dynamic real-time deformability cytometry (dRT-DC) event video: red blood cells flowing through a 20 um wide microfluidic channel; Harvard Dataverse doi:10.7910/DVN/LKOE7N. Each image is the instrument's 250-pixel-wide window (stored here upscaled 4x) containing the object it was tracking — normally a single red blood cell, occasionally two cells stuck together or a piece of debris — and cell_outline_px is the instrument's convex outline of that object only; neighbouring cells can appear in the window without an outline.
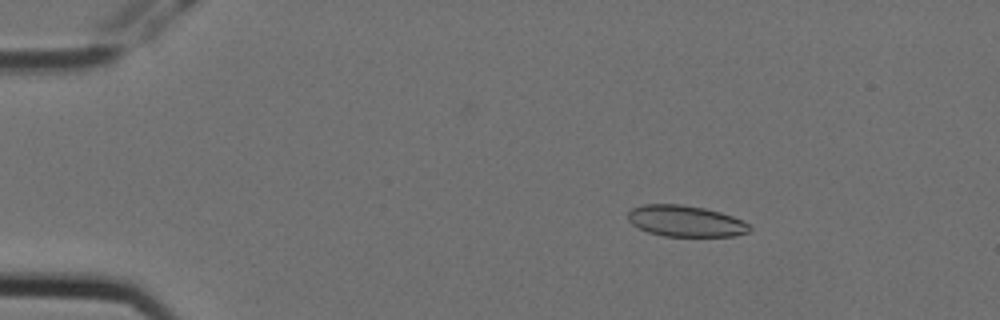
{"species": "Egyptian fruit bat (a non-hibernating species)", "species_latin": "Rousettus aegyptiacus", "temperature_condition": "cold", "stored_images_in_passage": 14, "camera_frame_rate_fps": 3000, "um_per_image_px": 0.085, "animal": {"sex": "female"}, "frame": {"image": 1, "passage_image": 2, "time_ms": 0.333, "image_size_px": [1000, 320], "cell_outline_px": [[752, 228], [748, 232], [736, 236], [664, 236], [648, 232], [632, 224], [628, 220], [628, 212], [632, 208], [644, 204], [680, 204], [704, 208], [720, 212], [732, 216], [748, 224]], "centroid_in_image_um": [58.26, 18.79], "position_along_channel_um": 26.7, "area_um2": 22.02}}
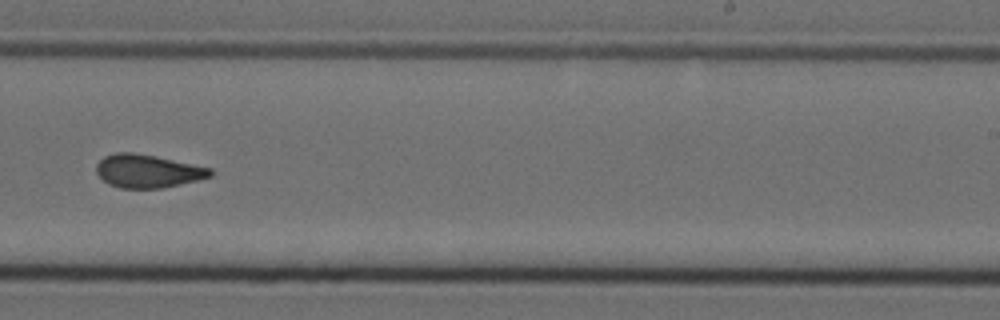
{"frame": {"image": 2, "passage_image": 9, "time_ms": 2.667, "image_size_px": [1000, 320], "cell_outline_px": [[212, 176], [164, 188], [120, 188], [108, 184], [96, 172], [96, 164], [104, 156], [116, 152], [132, 152], [156, 156], [212, 168]], "centroid_in_image_um": [12.54, 14.54], "position_along_channel_um": 276.5, "area_um2": 22.02}}
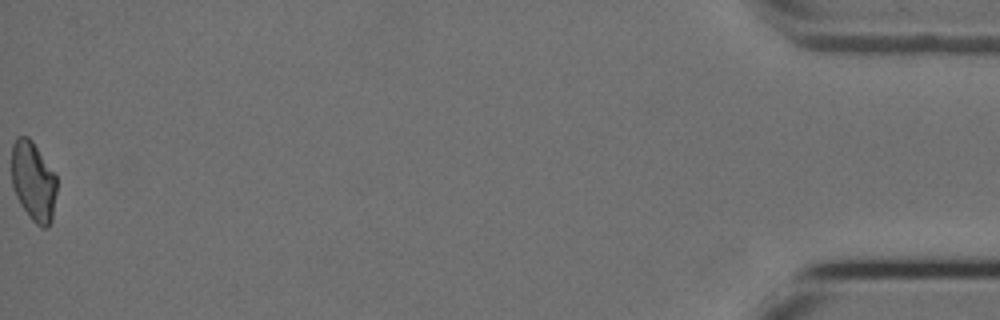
{"frame": {"image": 3, "passage_image": 14, "time_ms": 4.333, "image_size_px": [1000, 320], "cell_outline_px": [[56, 192], [52, 220], [48, 228], [40, 228], [32, 220], [20, 204], [16, 196], [12, 184], [12, 144], [16, 136], [28, 136], [32, 140], [56, 176]], "centroid_in_image_um": [2.83, 15.42], "position_along_channel_um": 432.4, "area_um2": 20.98}}